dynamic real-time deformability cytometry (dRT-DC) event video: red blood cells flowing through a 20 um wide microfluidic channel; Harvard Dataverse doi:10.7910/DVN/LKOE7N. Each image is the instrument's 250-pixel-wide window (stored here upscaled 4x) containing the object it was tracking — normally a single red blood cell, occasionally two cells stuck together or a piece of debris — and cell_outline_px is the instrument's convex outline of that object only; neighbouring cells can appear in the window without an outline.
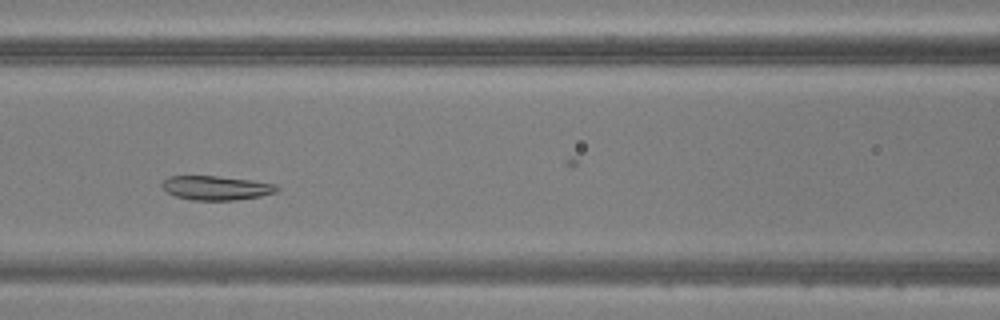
{"species": "common noctule bat (a hibernating species)", "species_latin": "Nyctalus noctula", "temperature_condition": "warm", "stored_images_in_passage": 28, "camera_frame_rate_fps": 3000, "um_per_image_px": 0.085, "animal": {"sex": "male", "body_mass_g": 20.5, "forearm_length_mm": 52.5}, "frame": {"image": 1, "passage_image": 8, "time_ms": 2.333, "image_size_px": [1000, 320], "cell_outline_px": [[280, 188], [276, 192], [260, 196], [232, 200], [192, 200], [176, 196], [168, 192], [160, 184], [168, 176], [216, 176], [248, 180], [276, 184]], "centroid_in_image_um": [18.37, 15.97], "position_along_channel_um": 148.2, "area_um2": 15.95}}
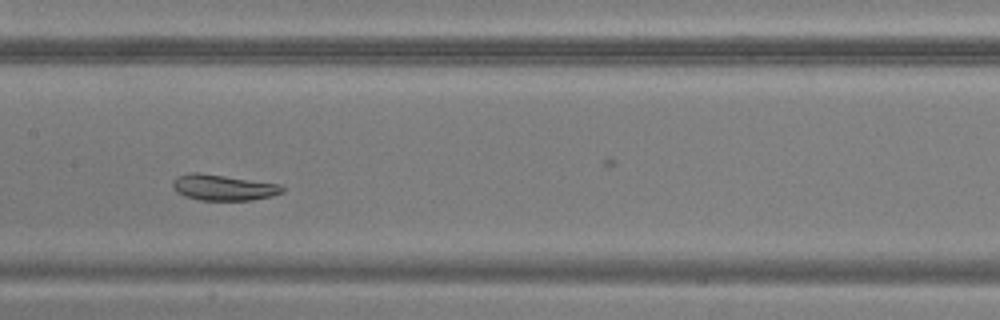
{"frame": {"image": 2, "passage_image": 11, "time_ms": 3.333, "image_size_px": [1000, 320], "cell_outline_px": [[284, 192], [272, 196], [252, 200], [200, 200], [184, 196], [176, 192], [172, 188], [172, 180], [176, 176], [192, 172], [200, 172], [280, 184], [284, 188]], "centroid_in_image_um": [18.95, 15.93], "position_along_channel_um": 188.5, "area_um2": 16.7}}